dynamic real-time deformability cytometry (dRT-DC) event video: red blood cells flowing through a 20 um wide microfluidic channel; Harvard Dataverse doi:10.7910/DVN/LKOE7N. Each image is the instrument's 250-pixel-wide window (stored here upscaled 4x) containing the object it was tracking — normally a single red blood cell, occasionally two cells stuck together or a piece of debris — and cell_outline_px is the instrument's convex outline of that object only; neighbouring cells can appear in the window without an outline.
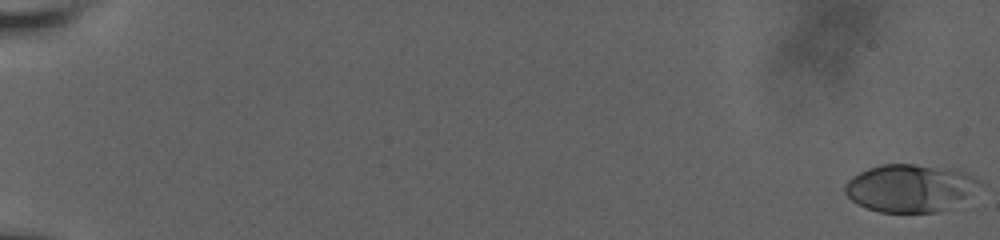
{"species": "human", "species_latin": "Homo sapiens", "temperature_condition": "room temperature", "stored_images_in_passage": 34, "camera_frame_rate_fps": 3000, "um_per_image_px": 0.085, "donor": {"sex": "male"}, "frame": {"image": 1, "passage_image": 1, "time_ms": 0.0, "image_size_px": [1000, 240], "cell_outline_px": [[980, 180], [964, 200], [936, 212], [880, 212], [868, 208], [852, 200], [844, 192], [844, 184], [852, 176], [868, 168], [880, 164], [916, 164], [956, 168], [968, 172]], "centroid_in_image_um": [77.33, 15.95], "position_along_channel_um": 7.7, "area_um2": 37.22}}
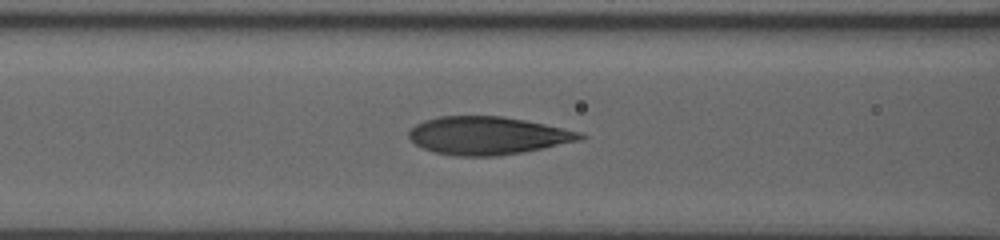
{"frame": {"image": 2, "passage_image": 29, "time_ms": 9.333, "image_size_px": [1000, 240], "cell_outline_px": [[588, 136], [580, 140], [544, 148], [524, 152], [496, 156], [456, 156], [432, 152], [416, 144], [408, 136], [408, 132], [416, 124], [424, 120], [440, 116], [500, 116], [524, 120], [564, 128], [580, 132]], "centroid_in_image_um": [41.45, 11.53], "position_along_channel_um": 125.2, "area_um2": 37.8}}
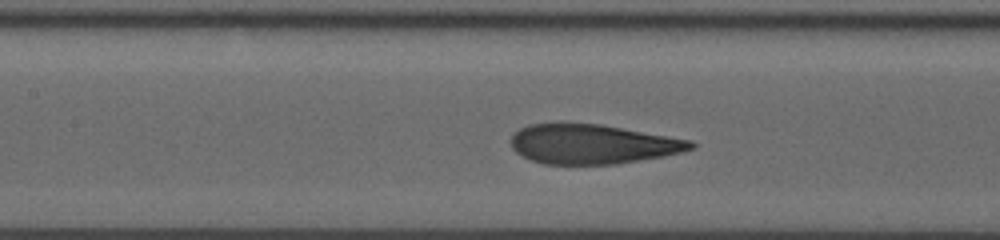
{"frame": {"image": 3, "passage_image": 34, "time_ms": 11.0, "image_size_px": [1000, 240], "cell_outline_px": [[696, 144], [692, 148], [680, 152], [664, 156], [616, 164], [544, 164], [532, 160], [516, 152], [512, 148], [512, 136], [520, 128], [528, 124], [600, 124], [692, 140]], "centroid_in_image_um": [50.38, 12.26], "position_along_channel_um": 157.0, "area_um2": 40.98}}